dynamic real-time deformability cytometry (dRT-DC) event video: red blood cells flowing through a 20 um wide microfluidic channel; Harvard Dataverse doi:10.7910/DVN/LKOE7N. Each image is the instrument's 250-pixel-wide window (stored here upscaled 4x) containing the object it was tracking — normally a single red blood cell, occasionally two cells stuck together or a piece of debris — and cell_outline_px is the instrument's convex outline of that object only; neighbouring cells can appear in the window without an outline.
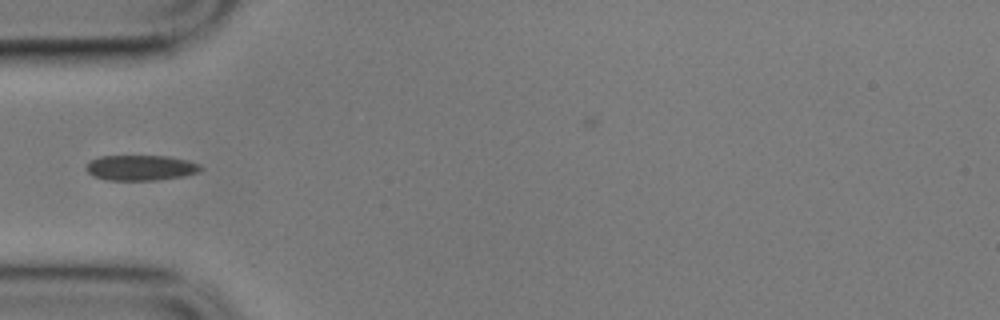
{"species": "common noctule bat (a hibernating species)", "species_latin": "Nyctalus noctula", "temperature_condition": "cold", "stored_images_in_passage": 3, "camera_frame_rate_fps": 3000, "um_per_image_px": 0.085, "animal": {"sex": "male", "body_mass_g": 17.9}, "frame": {"image": 1, "passage_image": 2, "time_ms": 0.333, "image_size_px": [1000, 320], "cell_outline_px": [[204, 168], [200, 172], [184, 176], [156, 180], [108, 180], [92, 176], [84, 168], [92, 160], [100, 156], [168, 156], [188, 160], [200, 164]], "centroid_in_image_um": [12.0, 14.26], "position_along_channel_um": 73.0, "area_um2": 17.05}}